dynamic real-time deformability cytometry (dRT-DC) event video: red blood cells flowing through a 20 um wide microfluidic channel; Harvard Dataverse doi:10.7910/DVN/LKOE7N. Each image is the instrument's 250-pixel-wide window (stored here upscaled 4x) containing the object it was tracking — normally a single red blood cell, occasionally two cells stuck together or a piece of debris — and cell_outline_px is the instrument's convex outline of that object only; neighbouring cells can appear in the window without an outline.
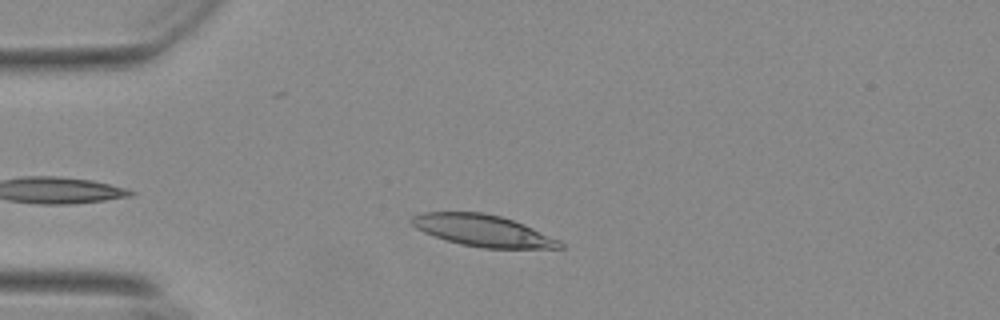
{"species": "Egyptian fruit bat (a non-hibernating species)", "species_latin": "Rousettus aegyptiacus", "temperature_condition": "warm", "stored_images_in_passage": 44, "camera_frame_rate_fps": 3000, "um_per_image_px": 0.085, "animal": {"sex": "female"}, "frame": {"image": 1, "passage_image": 7, "time_ms": 2.0, "image_size_px": [1000, 320], "cell_outline_px": [[564, 248], [484, 248], [460, 244], [424, 232], [416, 228], [408, 220], [412, 216], [424, 212], [484, 212], [500, 216], [524, 224], [560, 240], [564, 244]], "centroid_in_image_um": [41.05, 19.59], "position_along_channel_um": 44.0, "area_um2": 27.17}}
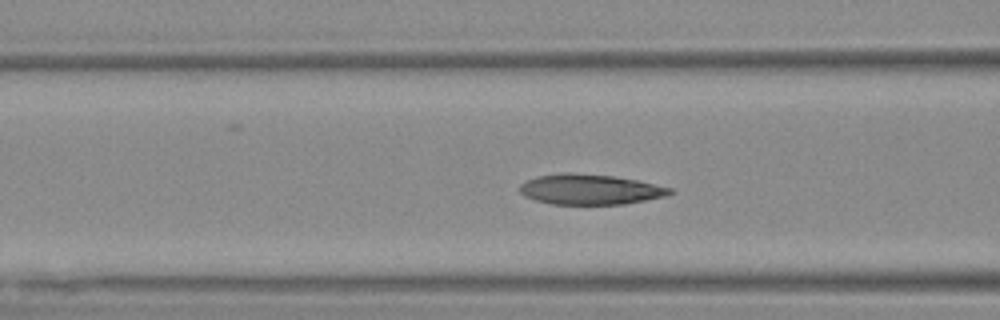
{"frame": {"image": 2, "passage_image": 15, "time_ms": 4.667, "image_size_px": [1000, 320], "cell_outline_px": [[672, 192], [664, 196], [624, 204], [552, 204], [536, 200], [524, 196], [520, 192], [520, 184], [524, 180], [540, 176], [560, 172], [572, 172], [612, 176], [636, 180], [672, 188]], "centroid_in_image_um": [50.1, 16.09], "position_along_channel_um": 116.5, "area_um2": 26.36}}
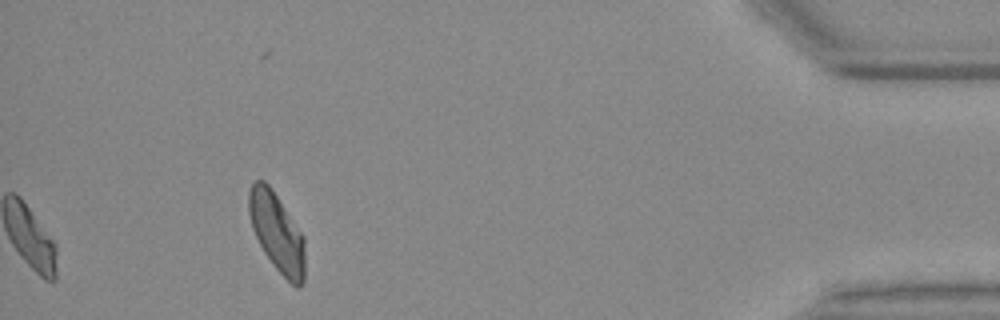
{"frame": {"image": 3, "passage_image": 44, "time_ms": 14.333, "image_size_px": [1000, 320], "cell_outline_px": [[304, 280], [300, 288], [296, 288], [272, 264], [264, 252], [252, 228], [248, 212], [248, 192], [252, 184], [256, 180], [264, 180], [272, 188], [304, 236]], "centroid_in_image_um": [23.53, 19.74], "position_along_channel_um": 411.7, "area_um2": 25.72}, "authors_computed_cell_mechanics": {"area_um2": 25.9522, "velocity_mm_per_s": 3.6698, "shape_relaxation_time_tau1_ms": null, "shape_relaxation_time_tau2_ms": 1.7945, "deformation_change_tau1": null, "deformation_change_tau2": 0.0729}}